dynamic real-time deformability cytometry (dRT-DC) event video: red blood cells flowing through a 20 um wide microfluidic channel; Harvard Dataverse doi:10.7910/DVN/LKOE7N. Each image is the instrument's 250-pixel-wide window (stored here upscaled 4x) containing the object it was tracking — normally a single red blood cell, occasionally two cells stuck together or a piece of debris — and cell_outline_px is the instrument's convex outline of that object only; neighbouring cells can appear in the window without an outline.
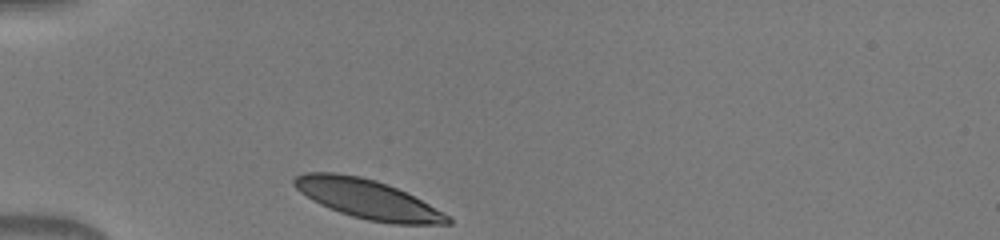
{"species": "human", "species_latin": "Homo sapiens", "temperature_condition": "warm", "stored_images_in_passage": 30, "camera_frame_rate_fps": 3000, "um_per_image_px": 0.085, "donor": {"sex": "male"}, "frame": {"image": 1, "passage_image": 1, "time_ms": 0.0, "image_size_px": [1000, 240], "cell_outline_px": [[452, 224], [392, 224], [368, 220], [352, 216], [328, 208], [312, 200], [300, 192], [292, 184], [292, 180], [296, 176], [304, 172], [336, 172], [360, 176], [376, 180], [388, 184], [452, 216]], "centroid_in_image_um": [31.23, 16.92], "position_along_channel_um": 53.8, "area_um2": 35.03}}
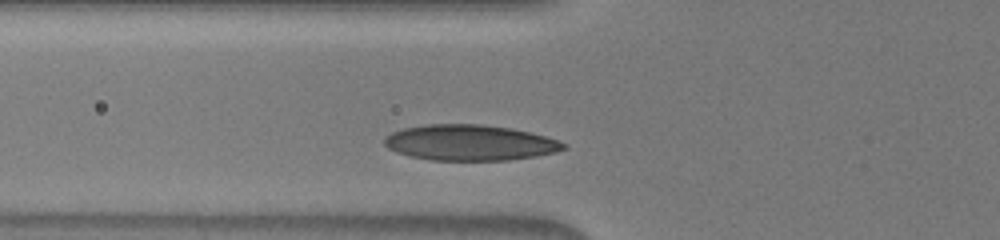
{"frame": {"image": 2, "passage_image": 5, "time_ms": 1.333, "image_size_px": [1000, 240], "cell_outline_px": [[568, 148], [556, 152], [536, 156], [508, 160], [432, 160], [408, 156], [396, 152], [388, 148], [384, 144], [384, 140], [392, 132], [404, 128], [428, 124], [480, 124], [512, 128], [544, 136], [556, 140], [564, 144]], "centroid_in_image_um": [39.92, 12.13], "position_along_channel_um": 85.9, "area_um2": 37.11}}
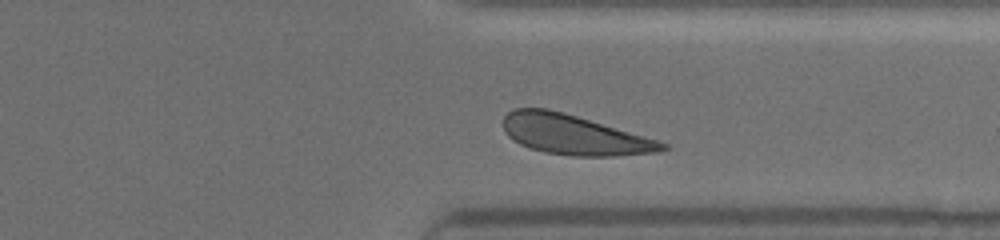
{"frame": {"image": 3, "passage_image": 26, "time_ms": 8.333, "image_size_px": [1000, 240], "cell_outline_px": [[668, 148], [660, 152], [616, 156], [572, 156], [544, 152], [520, 144], [508, 136], [504, 128], [504, 116], [508, 112], [516, 108], [548, 108], [564, 112], [656, 140], [668, 144]], "centroid_in_image_um": [48.78, 11.46], "position_along_channel_um": 362.6, "area_um2": 36.59}}